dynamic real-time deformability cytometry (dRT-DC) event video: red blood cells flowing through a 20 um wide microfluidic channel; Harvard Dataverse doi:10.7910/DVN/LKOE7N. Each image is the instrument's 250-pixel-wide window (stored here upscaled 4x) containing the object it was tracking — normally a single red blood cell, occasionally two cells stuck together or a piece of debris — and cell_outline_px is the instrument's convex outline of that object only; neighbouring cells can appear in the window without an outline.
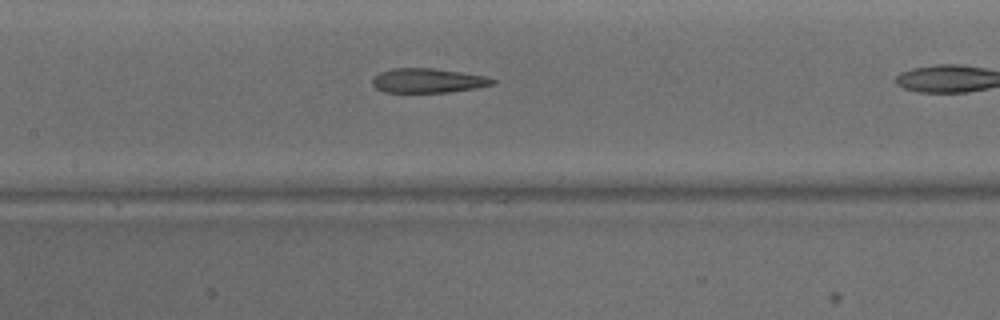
{"species": "common noctule bat (a hibernating species)", "species_latin": "Nyctalus noctula", "temperature_condition": "warm", "stored_images_in_passage": 16, "camera_frame_rate_fps": 3000, "um_per_image_px": 0.085, "animal": {"sex": "male", "body_mass_g": 15.6}, "frame": {"image": 1, "passage_image": 12, "time_ms": 3.667, "image_size_px": [1000, 320], "cell_outline_px": [[496, 84], [476, 88], [448, 92], [384, 92], [376, 88], [372, 84], [372, 76], [380, 72], [392, 68], [432, 68], [464, 72], [484, 76], [496, 80]], "centroid_in_image_um": [36.36, 6.84], "position_along_channel_um": 171.0, "area_um2": 17.22}}